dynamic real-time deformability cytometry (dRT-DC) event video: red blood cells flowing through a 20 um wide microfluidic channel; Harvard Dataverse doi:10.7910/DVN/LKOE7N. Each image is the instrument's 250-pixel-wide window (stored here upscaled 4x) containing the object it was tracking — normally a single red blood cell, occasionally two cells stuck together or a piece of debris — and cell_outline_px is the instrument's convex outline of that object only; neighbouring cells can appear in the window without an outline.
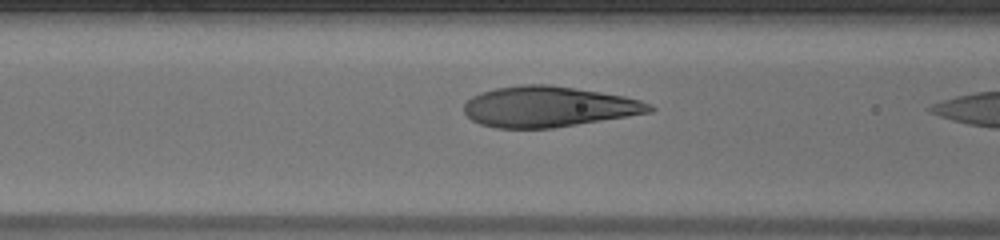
{"species": "human", "species_latin": "Homo sapiens", "temperature_condition": "warm", "stored_images_in_passage": 9, "camera_frame_rate_fps": 3000, "um_per_image_px": 0.085, "donor": {"sex": "male"}, "frame": {"image": 1, "passage_image": 7, "time_ms": 2.0, "image_size_px": [1000, 240], "cell_outline_px": [[656, 108], [652, 112], [628, 116], [552, 128], [496, 128], [480, 124], [472, 120], [464, 112], [464, 104], [472, 96], [480, 92], [496, 88], [524, 84], [548, 84], [576, 88], [624, 96], [640, 100], [652, 104]], "centroid_in_image_um": [46.62, 9.06], "position_along_channel_um": 120.0, "area_um2": 43.93}}